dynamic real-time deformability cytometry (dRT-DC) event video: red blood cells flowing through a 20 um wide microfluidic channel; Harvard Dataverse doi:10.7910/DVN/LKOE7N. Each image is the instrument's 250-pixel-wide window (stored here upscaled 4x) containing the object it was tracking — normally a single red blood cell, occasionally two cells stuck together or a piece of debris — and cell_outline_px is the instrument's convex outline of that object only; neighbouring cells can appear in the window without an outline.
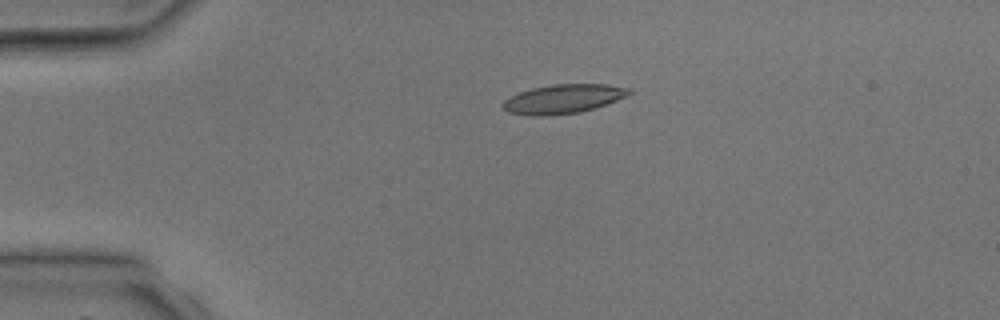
{"species": "common noctule bat (a hibernating species)", "species_latin": "Nyctalus noctula", "temperature_condition": "room temperature", "stored_images_in_passage": 2, "camera_frame_rate_fps": 3000, "um_per_image_px": 0.085, "animal": {"sex": "male", "body_mass_g": 17.9, "forearm_length_mm": 54.2}, "frame": {"image": 1, "passage_image": 1, "time_ms": 0.0, "image_size_px": [1000, 320], "cell_outline_px": [[632, 92], [616, 100], [580, 112], [548, 116], [532, 116], [508, 112], [504, 108], [504, 100], [520, 92], [532, 88], [552, 84], [608, 84], [632, 88]], "centroid_in_image_um": [47.88, 8.4], "position_along_channel_um": 37.1, "area_um2": 21.15}}